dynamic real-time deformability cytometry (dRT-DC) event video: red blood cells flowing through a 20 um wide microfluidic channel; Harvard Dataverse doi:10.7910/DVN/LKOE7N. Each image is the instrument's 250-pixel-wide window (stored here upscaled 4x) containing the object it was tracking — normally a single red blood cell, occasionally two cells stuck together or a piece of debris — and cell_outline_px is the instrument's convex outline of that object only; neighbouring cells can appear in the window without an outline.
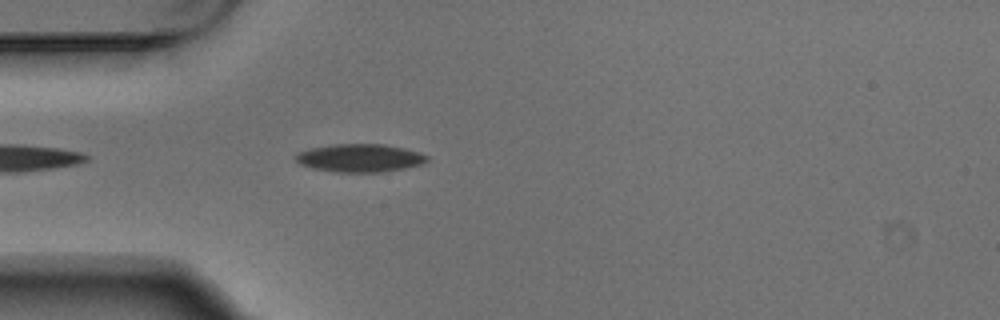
{"species": "Egyptian fruit bat (a non-hibernating species)", "species_latin": "Rousettus aegyptiacus", "temperature_condition": "warm", "stored_images_in_passage": 1, "camera_frame_rate_fps": 3000, "um_per_image_px": 0.085, "animal": {"sex": "male"}, "frame": {"image": 1, "passage_image": 1, "time_ms": 0.0, "image_size_px": [1000, 320], "cell_outline_px": [[428, 160], [420, 164], [404, 168], [380, 172], [336, 172], [312, 168], [300, 164], [296, 160], [296, 152], [312, 148], [332, 144], [384, 144], [404, 148], [420, 152], [428, 156]], "centroid_in_image_um": [30.58, 13.42], "position_along_channel_um": 54.4, "area_um2": 21.39}}